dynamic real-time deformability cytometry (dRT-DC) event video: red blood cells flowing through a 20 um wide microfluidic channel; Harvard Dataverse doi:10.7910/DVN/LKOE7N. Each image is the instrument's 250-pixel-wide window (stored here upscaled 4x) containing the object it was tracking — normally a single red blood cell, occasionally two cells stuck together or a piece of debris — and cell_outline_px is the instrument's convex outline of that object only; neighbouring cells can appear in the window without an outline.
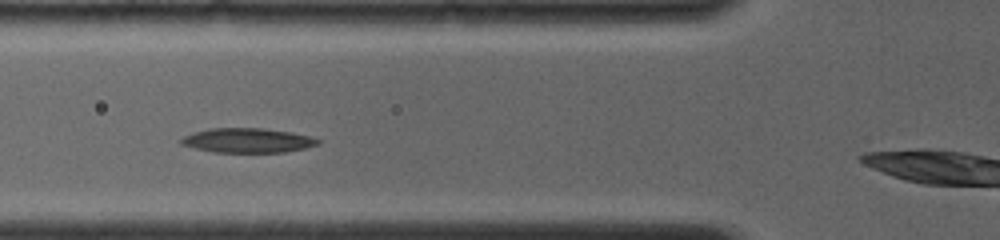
{"species": "common noctule bat (a hibernating species)", "species_latin": "Nyctalus noctula", "temperature_condition": "room temperature", "stored_images_in_passage": 7, "camera_frame_rate_fps": 4000, "um_per_image_px": 0.085, "animal": {"sex": "female", "body_mass_g": 19.0, "forearm_length_mm": 56.7}, "frame": {"image": 1, "passage_image": 5, "time_ms": 1.75, "image_size_px": [1000, 240], "cell_outline_px": [[320, 144], [304, 148], [284, 152], [212, 152], [180, 144], [180, 140], [184, 136], [192, 132], [208, 128], [264, 128], [292, 132], [308, 136], [320, 140]], "centroid_in_image_um": [21.02, 11.93], "position_along_channel_um": 104.8, "area_um2": 19.54}}